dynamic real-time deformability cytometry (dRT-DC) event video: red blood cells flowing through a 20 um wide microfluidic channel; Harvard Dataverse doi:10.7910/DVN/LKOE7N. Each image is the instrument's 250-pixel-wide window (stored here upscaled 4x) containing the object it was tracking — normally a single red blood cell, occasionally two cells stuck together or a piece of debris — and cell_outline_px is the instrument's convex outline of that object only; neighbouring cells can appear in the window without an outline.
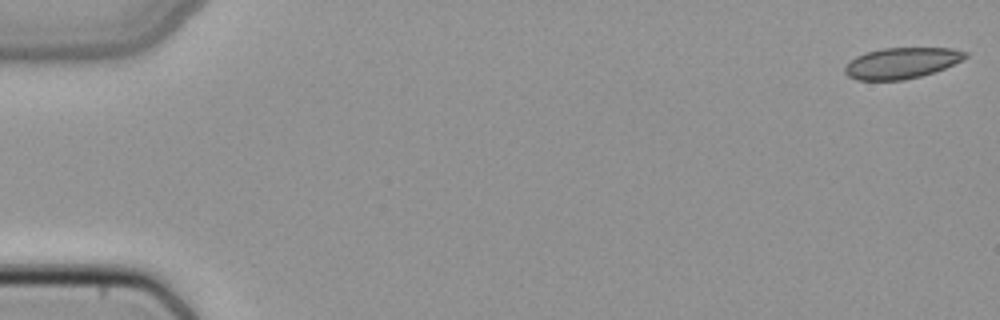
{"species": "common noctule bat (a hibernating species)", "species_latin": "Nyctalus noctula", "temperature_condition": "cold", "stored_images_in_passage": 50, "camera_frame_rate_fps": 3000, "um_per_image_px": 0.085, "animal": {"sex": "female", "body_mass_g": 22.7, "forearm_length_mm": 54.2}, "frame": {"image": 1, "passage_image": 1, "time_ms": 0.0, "image_size_px": [1000, 320], "cell_outline_px": [[968, 56], [944, 68], [920, 76], [904, 80], [856, 80], [848, 76], [844, 72], [844, 68], [856, 56], [864, 52], [884, 48], [952, 48], [968, 52]], "centroid_in_image_um": [76.61, 5.35], "position_along_channel_um": 8.4, "area_um2": 21.56}}
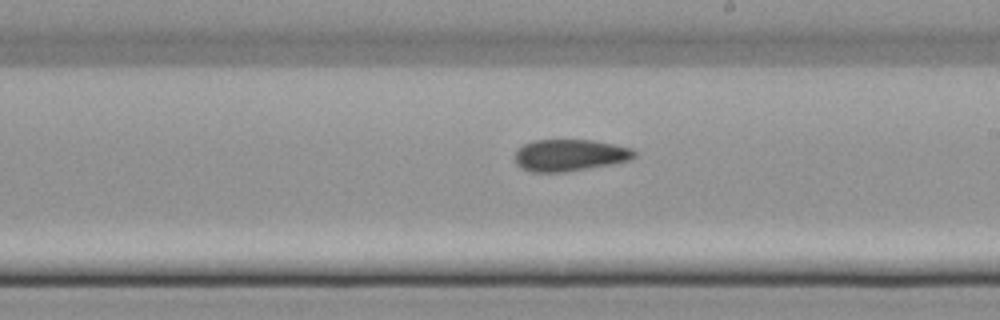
{"frame": {"image": 2, "passage_image": 29, "time_ms": 9.333, "image_size_px": [1000, 320], "cell_outline_px": [[636, 156], [632, 160], [612, 164], [564, 172], [532, 172], [520, 168], [516, 164], [516, 148], [532, 140], [592, 140], [632, 148], [636, 152]], "centroid_in_image_um": [48.42, 13.19], "position_along_channel_um": 240.6, "area_um2": 22.25}}
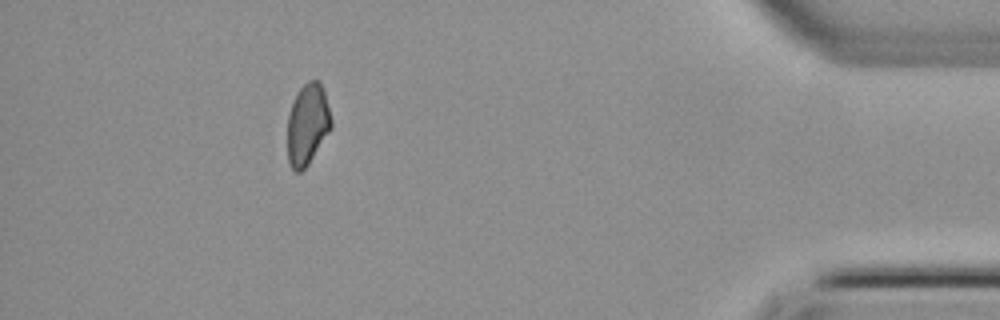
{"frame": {"image": 3, "passage_image": 45, "time_ms": 14.667, "image_size_px": [1000, 320], "cell_outline_px": [[332, 128], [308, 164], [300, 172], [296, 172], [292, 168], [288, 160], [288, 116], [296, 92], [308, 80], [316, 80], [320, 84], [324, 92], [332, 120]], "centroid_in_image_um": [26.14, 10.57], "position_along_channel_um": 409.1, "area_um2": 20.52}}